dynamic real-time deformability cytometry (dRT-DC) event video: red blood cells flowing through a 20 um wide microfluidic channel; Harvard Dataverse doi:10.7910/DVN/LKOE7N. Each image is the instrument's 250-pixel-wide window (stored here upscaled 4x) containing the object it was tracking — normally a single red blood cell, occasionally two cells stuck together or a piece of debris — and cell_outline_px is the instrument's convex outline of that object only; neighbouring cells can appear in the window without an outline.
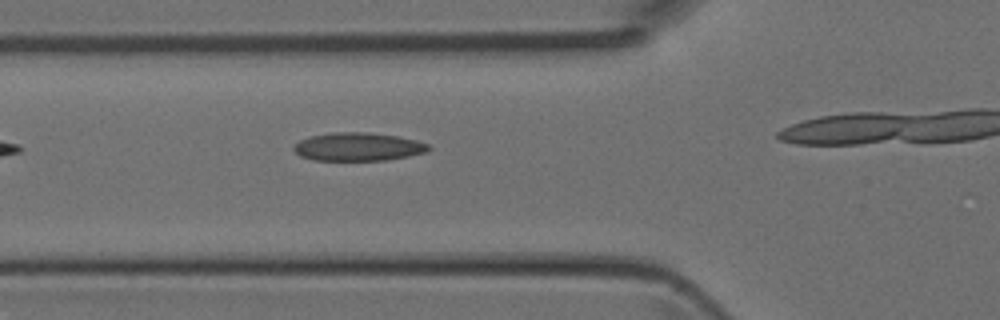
{"species": "Egyptian fruit bat (a non-hibernating species)", "species_latin": "Rousettus aegyptiacus", "temperature_condition": "room temperature", "stored_images_in_passage": 4, "camera_frame_rate_fps": 3000, "um_per_image_px": 0.085, "animal": {"sex": "female"}, "frame": {"image": 1, "passage_image": 3, "time_ms": 0.667, "image_size_px": [1000, 320], "cell_outline_px": [[432, 148], [428, 152], [388, 160], [312, 160], [300, 156], [292, 148], [300, 140], [312, 136], [332, 132], [368, 132], [396, 136], [416, 140], [428, 144]], "centroid_in_image_um": [30.46, 12.48], "position_along_channel_um": 95.3, "area_um2": 22.2}}